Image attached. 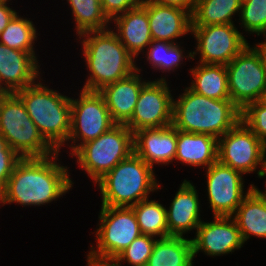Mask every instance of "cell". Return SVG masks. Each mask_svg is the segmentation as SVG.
Masks as SVG:
<instances>
[{
	"label": "cell",
	"mask_w": 266,
	"mask_h": 266,
	"mask_svg": "<svg viewBox=\"0 0 266 266\" xmlns=\"http://www.w3.org/2000/svg\"><path fill=\"white\" fill-rule=\"evenodd\" d=\"M168 84L166 75H163L141 88L134 113L125 124L133 133L172 125L174 96Z\"/></svg>",
	"instance_id": "13"
},
{
	"label": "cell",
	"mask_w": 266,
	"mask_h": 266,
	"mask_svg": "<svg viewBox=\"0 0 266 266\" xmlns=\"http://www.w3.org/2000/svg\"><path fill=\"white\" fill-rule=\"evenodd\" d=\"M37 29L30 18H24L19 12L11 19L5 29L0 33V43L27 53L35 51L37 41Z\"/></svg>",
	"instance_id": "30"
},
{
	"label": "cell",
	"mask_w": 266,
	"mask_h": 266,
	"mask_svg": "<svg viewBox=\"0 0 266 266\" xmlns=\"http://www.w3.org/2000/svg\"><path fill=\"white\" fill-rule=\"evenodd\" d=\"M264 41L258 42L253 45V47L258 51L261 56L263 65L266 68V36H264Z\"/></svg>",
	"instance_id": "40"
},
{
	"label": "cell",
	"mask_w": 266,
	"mask_h": 266,
	"mask_svg": "<svg viewBox=\"0 0 266 266\" xmlns=\"http://www.w3.org/2000/svg\"><path fill=\"white\" fill-rule=\"evenodd\" d=\"M147 1L157 5L178 7L188 11L192 15L197 0H147Z\"/></svg>",
	"instance_id": "36"
},
{
	"label": "cell",
	"mask_w": 266,
	"mask_h": 266,
	"mask_svg": "<svg viewBox=\"0 0 266 266\" xmlns=\"http://www.w3.org/2000/svg\"><path fill=\"white\" fill-rule=\"evenodd\" d=\"M141 71L142 68L137 66V70L128 77L106 85L98 91L116 124H126L134 113L141 88L149 81L142 79Z\"/></svg>",
	"instance_id": "19"
},
{
	"label": "cell",
	"mask_w": 266,
	"mask_h": 266,
	"mask_svg": "<svg viewBox=\"0 0 266 266\" xmlns=\"http://www.w3.org/2000/svg\"><path fill=\"white\" fill-rule=\"evenodd\" d=\"M135 212L141 234L153 236L155 238H165L169 236L166 205L149 198L141 200L132 206Z\"/></svg>",
	"instance_id": "29"
},
{
	"label": "cell",
	"mask_w": 266,
	"mask_h": 266,
	"mask_svg": "<svg viewBox=\"0 0 266 266\" xmlns=\"http://www.w3.org/2000/svg\"><path fill=\"white\" fill-rule=\"evenodd\" d=\"M189 71L193 79L188 86L190 90L212 99H230L226 65L197 62Z\"/></svg>",
	"instance_id": "23"
},
{
	"label": "cell",
	"mask_w": 266,
	"mask_h": 266,
	"mask_svg": "<svg viewBox=\"0 0 266 266\" xmlns=\"http://www.w3.org/2000/svg\"><path fill=\"white\" fill-rule=\"evenodd\" d=\"M240 0H197L191 15V26L235 24L232 18L240 14Z\"/></svg>",
	"instance_id": "27"
},
{
	"label": "cell",
	"mask_w": 266,
	"mask_h": 266,
	"mask_svg": "<svg viewBox=\"0 0 266 266\" xmlns=\"http://www.w3.org/2000/svg\"><path fill=\"white\" fill-rule=\"evenodd\" d=\"M205 174L207 201L212 215L232 217L250 193V187L247 192L244 188V174L218 160L206 168Z\"/></svg>",
	"instance_id": "14"
},
{
	"label": "cell",
	"mask_w": 266,
	"mask_h": 266,
	"mask_svg": "<svg viewBox=\"0 0 266 266\" xmlns=\"http://www.w3.org/2000/svg\"><path fill=\"white\" fill-rule=\"evenodd\" d=\"M212 217L211 222H201L191 239L194 259L199 252L210 257L226 256L245 244L233 217Z\"/></svg>",
	"instance_id": "15"
},
{
	"label": "cell",
	"mask_w": 266,
	"mask_h": 266,
	"mask_svg": "<svg viewBox=\"0 0 266 266\" xmlns=\"http://www.w3.org/2000/svg\"><path fill=\"white\" fill-rule=\"evenodd\" d=\"M230 100L242 111L266 98V68L250 43L226 65Z\"/></svg>",
	"instance_id": "11"
},
{
	"label": "cell",
	"mask_w": 266,
	"mask_h": 266,
	"mask_svg": "<svg viewBox=\"0 0 266 266\" xmlns=\"http://www.w3.org/2000/svg\"><path fill=\"white\" fill-rule=\"evenodd\" d=\"M265 185H266V181H265ZM249 186H250V191L259 199L262 205L266 208V189L261 191L259 190L258 186L254 184H250Z\"/></svg>",
	"instance_id": "39"
},
{
	"label": "cell",
	"mask_w": 266,
	"mask_h": 266,
	"mask_svg": "<svg viewBox=\"0 0 266 266\" xmlns=\"http://www.w3.org/2000/svg\"><path fill=\"white\" fill-rule=\"evenodd\" d=\"M232 217L238 225L244 243L251 236L266 239V208L251 191Z\"/></svg>",
	"instance_id": "25"
},
{
	"label": "cell",
	"mask_w": 266,
	"mask_h": 266,
	"mask_svg": "<svg viewBox=\"0 0 266 266\" xmlns=\"http://www.w3.org/2000/svg\"><path fill=\"white\" fill-rule=\"evenodd\" d=\"M104 14L111 21L114 17L125 13L127 10L139 6L142 0H100Z\"/></svg>",
	"instance_id": "35"
},
{
	"label": "cell",
	"mask_w": 266,
	"mask_h": 266,
	"mask_svg": "<svg viewBox=\"0 0 266 266\" xmlns=\"http://www.w3.org/2000/svg\"><path fill=\"white\" fill-rule=\"evenodd\" d=\"M78 39L89 72L81 89L99 91L137 70L136 58L119 41L112 28L85 32Z\"/></svg>",
	"instance_id": "2"
},
{
	"label": "cell",
	"mask_w": 266,
	"mask_h": 266,
	"mask_svg": "<svg viewBox=\"0 0 266 266\" xmlns=\"http://www.w3.org/2000/svg\"><path fill=\"white\" fill-rule=\"evenodd\" d=\"M183 91L173 98L172 125L177 130L219 139L241 120V110L230 99L208 98L187 86Z\"/></svg>",
	"instance_id": "3"
},
{
	"label": "cell",
	"mask_w": 266,
	"mask_h": 266,
	"mask_svg": "<svg viewBox=\"0 0 266 266\" xmlns=\"http://www.w3.org/2000/svg\"><path fill=\"white\" fill-rule=\"evenodd\" d=\"M110 23L115 24L114 27L110 28H113L112 30L115 31L119 41L139 61L137 57L145 51L153 40L147 10L140 4L114 17Z\"/></svg>",
	"instance_id": "21"
},
{
	"label": "cell",
	"mask_w": 266,
	"mask_h": 266,
	"mask_svg": "<svg viewBox=\"0 0 266 266\" xmlns=\"http://www.w3.org/2000/svg\"><path fill=\"white\" fill-rule=\"evenodd\" d=\"M11 0H0V33L5 29L11 19L18 13L10 7ZM9 5V6H8Z\"/></svg>",
	"instance_id": "37"
},
{
	"label": "cell",
	"mask_w": 266,
	"mask_h": 266,
	"mask_svg": "<svg viewBox=\"0 0 266 266\" xmlns=\"http://www.w3.org/2000/svg\"><path fill=\"white\" fill-rule=\"evenodd\" d=\"M154 171L133 152L95 183L101 193V206L132 207L151 199V193L163 189Z\"/></svg>",
	"instance_id": "5"
},
{
	"label": "cell",
	"mask_w": 266,
	"mask_h": 266,
	"mask_svg": "<svg viewBox=\"0 0 266 266\" xmlns=\"http://www.w3.org/2000/svg\"><path fill=\"white\" fill-rule=\"evenodd\" d=\"M177 129L173 126L141 129L134 133V152L149 166L172 164L177 149Z\"/></svg>",
	"instance_id": "18"
},
{
	"label": "cell",
	"mask_w": 266,
	"mask_h": 266,
	"mask_svg": "<svg viewBox=\"0 0 266 266\" xmlns=\"http://www.w3.org/2000/svg\"><path fill=\"white\" fill-rule=\"evenodd\" d=\"M175 161L185 166L208 168L217 161L218 139L208 134L177 130Z\"/></svg>",
	"instance_id": "22"
},
{
	"label": "cell",
	"mask_w": 266,
	"mask_h": 266,
	"mask_svg": "<svg viewBox=\"0 0 266 266\" xmlns=\"http://www.w3.org/2000/svg\"><path fill=\"white\" fill-rule=\"evenodd\" d=\"M193 182L184 179L176 192L169 208L166 207V217L169 236L184 237L187 233L197 230L201 224V201Z\"/></svg>",
	"instance_id": "17"
},
{
	"label": "cell",
	"mask_w": 266,
	"mask_h": 266,
	"mask_svg": "<svg viewBox=\"0 0 266 266\" xmlns=\"http://www.w3.org/2000/svg\"><path fill=\"white\" fill-rule=\"evenodd\" d=\"M148 12L149 27L153 40L179 43L177 39L191 34V14L174 6H163L142 0ZM182 36V37H181Z\"/></svg>",
	"instance_id": "20"
},
{
	"label": "cell",
	"mask_w": 266,
	"mask_h": 266,
	"mask_svg": "<svg viewBox=\"0 0 266 266\" xmlns=\"http://www.w3.org/2000/svg\"><path fill=\"white\" fill-rule=\"evenodd\" d=\"M217 160L242 174L266 177V145L242 120L218 139Z\"/></svg>",
	"instance_id": "9"
},
{
	"label": "cell",
	"mask_w": 266,
	"mask_h": 266,
	"mask_svg": "<svg viewBox=\"0 0 266 266\" xmlns=\"http://www.w3.org/2000/svg\"><path fill=\"white\" fill-rule=\"evenodd\" d=\"M181 42L171 43L168 41L162 40H152L148 45L146 50L143 52L148 62L154 72L159 70L162 73L167 72L168 74L171 72L177 71L179 66L182 65L183 60L185 59H193V54L191 50L182 49L184 47L181 46Z\"/></svg>",
	"instance_id": "26"
},
{
	"label": "cell",
	"mask_w": 266,
	"mask_h": 266,
	"mask_svg": "<svg viewBox=\"0 0 266 266\" xmlns=\"http://www.w3.org/2000/svg\"><path fill=\"white\" fill-rule=\"evenodd\" d=\"M241 120L266 145V98L248 104Z\"/></svg>",
	"instance_id": "33"
},
{
	"label": "cell",
	"mask_w": 266,
	"mask_h": 266,
	"mask_svg": "<svg viewBox=\"0 0 266 266\" xmlns=\"http://www.w3.org/2000/svg\"><path fill=\"white\" fill-rule=\"evenodd\" d=\"M134 152V133L116 124L95 140L81 145L71 157L94 184Z\"/></svg>",
	"instance_id": "7"
},
{
	"label": "cell",
	"mask_w": 266,
	"mask_h": 266,
	"mask_svg": "<svg viewBox=\"0 0 266 266\" xmlns=\"http://www.w3.org/2000/svg\"><path fill=\"white\" fill-rule=\"evenodd\" d=\"M0 134L21 158L57 153L37 129L15 92L0 96Z\"/></svg>",
	"instance_id": "6"
},
{
	"label": "cell",
	"mask_w": 266,
	"mask_h": 266,
	"mask_svg": "<svg viewBox=\"0 0 266 266\" xmlns=\"http://www.w3.org/2000/svg\"><path fill=\"white\" fill-rule=\"evenodd\" d=\"M60 152L46 157L21 158L5 187L0 191V207L6 204L43 206L72 190L69 167L61 165Z\"/></svg>",
	"instance_id": "1"
},
{
	"label": "cell",
	"mask_w": 266,
	"mask_h": 266,
	"mask_svg": "<svg viewBox=\"0 0 266 266\" xmlns=\"http://www.w3.org/2000/svg\"><path fill=\"white\" fill-rule=\"evenodd\" d=\"M40 78L15 93L45 140L61 153L70 135L71 97L49 88Z\"/></svg>",
	"instance_id": "4"
},
{
	"label": "cell",
	"mask_w": 266,
	"mask_h": 266,
	"mask_svg": "<svg viewBox=\"0 0 266 266\" xmlns=\"http://www.w3.org/2000/svg\"><path fill=\"white\" fill-rule=\"evenodd\" d=\"M87 266H122L115 259H103L87 257Z\"/></svg>",
	"instance_id": "38"
},
{
	"label": "cell",
	"mask_w": 266,
	"mask_h": 266,
	"mask_svg": "<svg viewBox=\"0 0 266 266\" xmlns=\"http://www.w3.org/2000/svg\"><path fill=\"white\" fill-rule=\"evenodd\" d=\"M21 157L8 145L0 134V191L5 187L13 169Z\"/></svg>",
	"instance_id": "34"
},
{
	"label": "cell",
	"mask_w": 266,
	"mask_h": 266,
	"mask_svg": "<svg viewBox=\"0 0 266 266\" xmlns=\"http://www.w3.org/2000/svg\"><path fill=\"white\" fill-rule=\"evenodd\" d=\"M155 237L141 234L125 248L115 260L121 264L127 263L130 266H146L152 254Z\"/></svg>",
	"instance_id": "32"
},
{
	"label": "cell",
	"mask_w": 266,
	"mask_h": 266,
	"mask_svg": "<svg viewBox=\"0 0 266 266\" xmlns=\"http://www.w3.org/2000/svg\"><path fill=\"white\" fill-rule=\"evenodd\" d=\"M191 238L168 236L158 238L146 266H194Z\"/></svg>",
	"instance_id": "24"
},
{
	"label": "cell",
	"mask_w": 266,
	"mask_h": 266,
	"mask_svg": "<svg viewBox=\"0 0 266 266\" xmlns=\"http://www.w3.org/2000/svg\"><path fill=\"white\" fill-rule=\"evenodd\" d=\"M66 1L71 7V19H74L77 37L85 32L104 30L113 26L103 12L100 0Z\"/></svg>",
	"instance_id": "28"
},
{
	"label": "cell",
	"mask_w": 266,
	"mask_h": 266,
	"mask_svg": "<svg viewBox=\"0 0 266 266\" xmlns=\"http://www.w3.org/2000/svg\"><path fill=\"white\" fill-rule=\"evenodd\" d=\"M98 219L96 246L91 243L87 257L115 259L141 235L132 207L101 206Z\"/></svg>",
	"instance_id": "8"
},
{
	"label": "cell",
	"mask_w": 266,
	"mask_h": 266,
	"mask_svg": "<svg viewBox=\"0 0 266 266\" xmlns=\"http://www.w3.org/2000/svg\"><path fill=\"white\" fill-rule=\"evenodd\" d=\"M239 24L250 35L266 36V0H247L242 3Z\"/></svg>",
	"instance_id": "31"
},
{
	"label": "cell",
	"mask_w": 266,
	"mask_h": 266,
	"mask_svg": "<svg viewBox=\"0 0 266 266\" xmlns=\"http://www.w3.org/2000/svg\"><path fill=\"white\" fill-rule=\"evenodd\" d=\"M79 93L78 98H71L70 135L66 144L71 150L69 156L116 125L98 91L81 89Z\"/></svg>",
	"instance_id": "10"
},
{
	"label": "cell",
	"mask_w": 266,
	"mask_h": 266,
	"mask_svg": "<svg viewBox=\"0 0 266 266\" xmlns=\"http://www.w3.org/2000/svg\"><path fill=\"white\" fill-rule=\"evenodd\" d=\"M8 93L2 86H1V83H0V96L4 95Z\"/></svg>",
	"instance_id": "41"
},
{
	"label": "cell",
	"mask_w": 266,
	"mask_h": 266,
	"mask_svg": "<svg viewBox=\"0 0 266 266\" xmlns=\"http://www.w3.org/2000/svg\"><path fill=\"white\" fill-rule=\"evenodd\" d=\"M36 53H27L0 43V83L14 93L36 83L42 76ZM41 74V75H40Z\"/></svg>",
	"instance_id": "16"
},
{
	"label": "cell",
	"mask_w": 266,
	"mask_h": 266,
	"mask_svg": "<svg viewBox=\"0 0 266 266\" xmlns=\"http://www.w3.org/2000/svg\"><path fill=\"white\" fill-rule=\"evenodd\" d=\"M191 35L196 40L192 61L198 55L203 64L227 65L249 44L235 24L191 26Z\"/></svg>",
	"instance_id": "12"
}]
</instances>
